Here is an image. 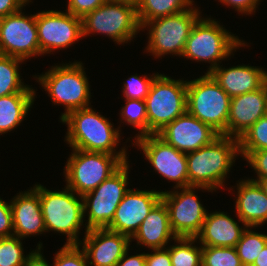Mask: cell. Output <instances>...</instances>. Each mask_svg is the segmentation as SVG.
Listing matches in <instances>:
<instances>
[{"instance_id": "obj_14", "label": "cell", "mask_w": 267, "mask_h": 266, "mask_svg": "<svg viewBox=\"0 0 267 266\" xmlns=\"http://www.w3.org/2000/svg\"><path fill=\"white\" fill-rule=\"evenodd\" d=\"M134 143L142 149L146 159L160 176L176 182L175 189L188 187L186 153L178 151L157 134L136 138Z\"/></svg>"}, {"instance_id": "obj_4", "label": "cell", "mask_w": 267, "mask_h": 266, "mask_svg": "<svg viewBox=\"0 0 267 266\" xmlns=\"http://www.w3.org/2000/svg\"><path fill=\"white\" fill-rule=\"evenodd\" d=\"M71 154L64 171L66 187L81 196L94 190L127 162V155L79 149H73Z\"/></svg>"}, {"instance_id": "obj_2", "label": "cell", "mask_w": 267, "mask_h": 266, "mask_svg": "<svg viewBox=\"0 0 267 266\" xmlns=\"http://www.w3.org/2000/svg\"><path fill=\"white\" fill-rule=\"evenodd\" d=\"M61 121L68 126L65 139L72 149L127 155L125 148L119 152L114 149L119 142V130L90 106L70 112Z\"/></svg>"}, {"instance_id": "obj_3", "label": "cell", "mask_w": 267, "mask_h": 266, "mask_svg": "<svg viewBox=\"0 0 267 266\" xmlns=\"http://www.w3.org/2000/svg\"><path fill=\"white\" fill-rule=\"evenodd\" d=\"M33 188L39 193L46 231L66 234L65 245H80L78 234L85 216L82 196H75L66 186L63 191H50L39 184Z\"/></svg>"}, {"instance_id": "obj_33", "label": "cell", "mask_w": 267, "mask_h": 266, "mask_svg": "<svg viewBox=\"0 0 267 266\" xmlns=\"http://www.w3.org/2000/svg\"><path fill=\"white\" fill-rule=\"evenodd\" d=\"M16 235L0 238V266H23L27 257Z\"/></svg>"}, {"instance_id": "obj_22", "label": "cell", "mask_w": 267, "mask_h": 266, "mask_svg": "<svg viewBox=\"0 0 267 266\" xmlns=\"http://www.w3.org/2000/svg\"><path fill=\"white\" fill-rule=\"evenodd\" d=\"M176 238L170 226L167 206L161 199L130 239H136L137 245L147 246L153 250L166 248L169 240Z\"/></svg>"}, {"instance_id": "obj_27", "label": "cell", "mask_w": 267, "mask_h": 266, "mask_svg": "<svg viewBox=\"0 0 267 266\" xmlns=\"http://www.w3.org/2000/svg\"><path fill=\"white\" fill-rule=\"evenodd\" d=\"M24 60L0 54V97L19 92H35L24 85L19 74V63Z\"/></svg>"}, {"instance_id": "obj_18", "label": "cell", "mask_w": 267, "mask_h": 266, "mask_svg": "<svg viewBox=\"0 0 267 266\" xmlns=\"http://www.w3.org/2000/svg\"><path fill=\"white\" fill-rule=\"evenodd\" d=\"M83 240L82 248L91 266H115L132 241L129 236L107 228L89 229Z\"/></svg>"}, {"instance_id": "obj_15", "label": "cell", "mask_w": 267, "mask_h": 266, "mask_svg": "<svg viewBox=\"0 0 267 266\" xmlns=\"http://www.w3.org/2000/svg\"><path fill=\"white\" fill-rule=\"evenodd\" d=\"M36 25L41 55L67 48L83 37L82 19L70 12L41 11L36 14Z\"/></svg>"}, {"instance_id": "obj_9", "label": "cell", "mask_w": 267, "mask_h": 266, "mask_svg": "<svg viewBox=\"0 0 267 266\" xmlns=\"http://www.w3.org/2000/svg\"><path fill=\"white\" fill-rule=\"evenodd\" d=\"M82 19V36L107 34L117 44L131 41L141 29L136 2H105Z\"/></svg>"}, {"instance_id": "obj_7", "label": "cell", "mask_w": 267, "mask_h": 266, "mask_svg": "<svg viewBox=\"0 0 267 266\" xmlns=\"http://www.w3.org/2000/svg\"><path fill=\"white\" fill-rule=\"evenodd\" d=\"M223 28L214 19L200 18L191 30L182 56L196 61L211 62L207 74L212 72L219 66V60L228 58L237 47L246 46L245 42Z\"/></svg>"}, {"instance_id": "obj_40", "label": "cell", "mask_w": 267, "mask_h": 266, "mask_svg": "<svg viewBox=\"0 0 267 266\" xmlns=\"http://www.w3.org/2000/svg\"><path fill=\"white\" fill-rule=\"evenodd\" d=\"M221 3L228 6H233L240 13L251 14L256 10V5L260 0H219Z\"/></svg>"}, {"instance_id": "obj_6", "label": "cell", "mask_w": 267, "mask_h": 266, "mask_svg": "<svg viewBox=\"0 0 267 266\" xmlns=\"http://www.w3.org/2000/svg\"><path fill=\"white\" fill-rule=\"evenodd\" d=\"M83 68L81 62L54 66L37 78L53 103L65 106L61 120L74 110L89 107L90 88Z\"/></svg>"}, {"instance_id": "obj_37", "label": "cell", "mask_w": 267, "mask_h": 266, "mask_svg": "<svg viewBox=\"0 0 267 266\" xmlns=\"http://www.w3.org/2000/svg\"><path fill=\"white\" fill-rule=\"evenodd\" d=\"M105 2L106 0H68L67 12L76 17L83 18Z\"/></svg>"}, {"instance_id": "obj_31", "label": "cell", "mask_w": 267, "mask_h": 266, "mask_svg": "<svg viewBox=\"0 0 267 266\" xmlns=\"http://www.w3.org/2000/svg\"><path fill=\"white\" fill-rule=\"evenodd\" d=\"M202 266H243L235 247L202 246Z\"/></svg>"}, {"instance_id": "obj_32", "label": "cell", "mask_w": 267, "mask_h": 266, "mask_svg": "<svg viewBox=\"0 0 267 266\" xmlns=\"http://www.w3.org/2000/svg\"><path fill=\"white\" fill-rule=\"evenodd\" d=\"M126 105L121 109L122 120L131 124L134 128L140 129L136 137L148 135V117L145 100L126 99Z\"/></svg>"}, {"instance_id": "obj_17", "label": "cell", "mask_w": 267, "mask_h": 266, "mask_svg": "<svg viewBox=\"0 0 267 266\" xmlns=\"http://www.w3.org/2000/svg\"><path fill=\"white\" fill-rule=\"evenodd\" d=\"M161 199L162 192L160 191L129 189L118 205L111 223L106 228L131 238Z\"/></svg>"}, {"instance_id": "obj_21", "label": "cell", "mask_w": 267, "mask_h": 266, "mask_svg": "<svg viewBox=\"0 0 267 266\" xmlns=\"http://www.w3.org/2000/svg\"><path fill=\"white\" fill-rule=\"evenodd\" d=\"M209 74L231 98L258 90L267 83L266 71L246 65L229 69L219 65Z\"/></svg>"}, {"instance_id": "obj_45", "label": "cell", "mask_w": 267, "mask_h": 266, "mask_svg": "<svg viewBox=\"0 0 267 266\" xmlns=\"http://www.w3.org/2000/svg\"><path fill=\"white\" fill-rule=\"evenodd\" d=\"M259 184L262 191L267 195V179L253 180Z\"/></svg>"}, {"instance_id": "obj_26", "label": "cell", "mask_w": 267, "mask_h": 266, "mask_svg": "<svg viewBox=\"0 0 267 266\" xmlns=\"http://www.w3.org/2000/svg\"><path fill=\"white\" fill-rule=\"evenodd\" d=\"M193 2V0H136L139 24L142 26L150 20L190 9Z\"/></svg>"}, {"instance_id": "obj_38", "label": "cell", "mask_w": 267, "mask_h": 266, "mask_svg": "<svg viewBox=\"0 0 267 266\" xmlns=\"http://www.w3.org/2000/svg\"><path fill=\"white\" fill-rule=\"evenodd\" d=\"M11 204L0 198V238L14 235Z\"/></svg>"}, {"instance_id": "obj_35", "label": "cell", "mask_w": 267, "mask_h": 266, "mask_svg": "<svg viewBox=\"0 0 267 266\" xmlns=\"http://www.w3.org/2000/svg\"><path fill=\"white\" fill-rule=\"evenodd\" d=\"M80 245H64L55 255L53 266H88V259Z\"/></svg>"}, {"instance_id": "obj_13", "label": "cell", "mask_w": 267, "mask_h": 266, "mask_svg": "<svg viewBox=\"0 0 267 266\" xmlns=\"http://www.w3.org/2000/svg\"><path fill=\"white\" fill-rule=\"evenodd\" d=\"M0 54L22 60L40 55L36 14L26 16L20 9L0 18Z\"/></svg>"}, {"instance_id": "obj_28", "label": "cell", "mask_w": 267, "mask_h": 266, "mask_svg": "<svg viewBox=\"0 0 267 266\" xmlns=\"http://www.w3.org/2000/svg\"><path fill=\"white\" fill-rule=\"evenodd\" d=\"M196 240V237H177L174 240L179 244L167 248L172 266H202V246L192 245Z\"/></svg>"}, {"instance_id": "obj_23", "label": "cell", "mask_w": 267, "mask_h": 266, "mask_svg": "<svg viewBox=\"0 0 267 266\" xmlns=\"http://www.w3.org/2000/svg\"><path fill=\"white\" fill-rule=\"evenodd\" d=\"M239 184V185H238ZM237 184L236 212L245 227H257L267 221V195L253 180Z\"/></svg>"}, {"instance_id": "obj_36", "label": "cell", "mask_w": 267, "mask_h": 266, "mask_svg": "<svg viewBox=\"0 0 267 266\" xmlns=\"http://www.w3.org/2000/svg\"><path fill=\"white\" fill-rule=\"evenodd\" d=\"M244 159L256 171L258 179H267V149L250 152Z\"/></svg>"}, {"instance_id": "obj_8", "label": "cell", "mask_w": 267, "mask_h": 266, "mask_svg": "<svg viewBox=\"0 0 267 266\" xmlns=\"http://www.w3.org/2000/svg\"><path fill=\"white\" fill-rule=\"evenodd\" d=\"M148 135L157 134L187 111V81L158 74L145 98Z\"/></svg>"}, {"instance_id": "obj_25", "label": "cell", "mask_w": 267, "mask_h": 266, "mask_svg": "<svg viewBox=\"0 0 267 266\" xmlns=\"http://www.w3.org/2000/svg\"><path fill=\"white\" fill-rule=\"evenodd\" d=\"M35 92H19L0 97V134L19 126L35 99Z\"/></svg>"}, {"instance_id": "obj_34", "label": "cell", "mask_w": 267, "mask_h": 266, "mask_svg": "<svg viewBox=\"0 0 267 266\" xmlns=\"http://www.w3.org/2000/svg\"><path fill=\"white\" fill-rule=\"evenodd\" d=\"M157 75L158 74H155L150 78H147L146 76L140 78L138 75H132L126 82H124L123 94L125 99L145 100L151 84Z\"/></svg>"}, {"instance_id": "obj_29", "label": "cell", "mask_w": 267, "mask_h": 266, "mask_svg": "<svg viewBox=\"0 0 267 266\" xmlns=\"http://www.w3.org/2000/svg\"><path fill=\"white\" fill-rule=\"evenodd\" d=\"M266 244L267 235L248 230L247 227L235 246L243 266H252Z\"/></svg>"}, {"instance_id": "obj_10", "label": "cell", "mask_w": 267, "mask_h": 266, "mask_svg": "<svg viewBox=\"0 0 267 266\" xmlns=\"http://www.w3.org/2000/svg\"><path fill=\"white\" fill-rule=\"evenodd\" d=\"M199 16L198 9L190 8L174 15L145 22L141 29L150 27L146 50L155 57L169 53L182 56L186 41L195 23L200 19Z\"/></svg>"}, {"instance_id": "obj_5", "label": "cell", "mask_w": 267, "mask_h": 266, "mask_svg": "<svg viewBox=\"0 0 267 266\" xmlns=\"http://www.w3.org/2000/svg\"><path fill=\"white\" fill-rule=\"evenodd\" d=\"M230 102L231 97L210 74L187 81V111L224 136H227Z\"/></svg>"}, {"instance_id": "obj_20", "label": "cell", "mask_w": 267, "mask_h": 266, "mask_svg": "<svg viewBox=\"0 0 267 266\" xmlns=\"http://www.w3.org/2000/svg\"><path fill=\"white\" fill-rule=\"evenodd\" d=\"M12 200L14 235L24 238L46 232L39 193L34 188L20 193Z\"/></svg>"}, {"instance_id": "obj_16", "label": "cell", "mask_w": 267, "mask_h": 266, "mask_svg": "<svg viewBox=\"0 0 267 266\" xmlns=\"http://www.w3.org/2000/svg\"><path fill=\"white\" fill-rule=\"evenodd\" d=\"M157 135L178 151L188 153L211 144L220 134L188 111L167 124Z\"/></svg>"}, {"instance_id": "obj_43", "label": "cell", "mask_w": 267, "mask_h": 266, "mask_svg": "<svg viewBox=\"0 0 267 266\" xmlns=\"http://www.w3.org/2000/svg\"><path fill=\"white\" fill-rule=\"evenodd\" d=\"M40 248H42V245L38 244L37 251L35 250L26 255L27 259L23 266H50L41 254Z\"/></svg>"}, {"instance_id": "obj_24", "label": "cell", "mask_w": 267, "mask_h": 266, "mask_svg": "<svg viewBox=\"0 0 267 266\" xmlns=\"http://www.w3.org/2000/svg\"><path fill=\"white\" fill-rule=\"evenodd\" d=\"M246 227L240 228L238 222L224 212L207 213L202 229L196 238L202 246L235 247Z\"/></svg>"}, {"instance_id": "obj_44", "label": "cell", "mask_w": 267, "mask_h": 266, "mask_svg": "<svg viewBox=\"0 0 267 266\" xmlns=\"http://www.w3.org/2000/svg\"><path fill=\"white\" fill-rule=\"evenodd\" d=\"M252 266H267V244L260 252L259 256H257Z\"/></svg>"}, {"instance_id": "obj_41", "label": "cell", "mask_w": 267, "mask_h": 266, "mask_svg": "<svg viewBox=\"0 0 267 266\" xmlns=\"http://www.w3.org/2000/svg\"><path fill=\"white\" fill-rule=\"evenodd\" d=\"M31 0H0V18L16 13Z\"/></svg>"}, {"instance_id": "obj_11", "label": "cell", "mask_w": 267, "mask_h": 266, "mask_svg": "<svg viewBox=\"0 0 267 266\" xmlns=\"http://www.w3.org/2000/svg\"><path fill=\"white\" fill-rule=\"evenodd\" d=\"M129 161L125 162L116 172L105 179L94 190L84 194V214L88 211L86 232L94 228H106L112 221L115 211L127 189Z\"/></svg>"}, {"instance_id": "obj_42", "label": "cell", "mask_w": 267, "mask_h": 266, "mask_svg": "<svg viewBox=\"0 0 267 266\" xmlns=\"http://www.w3.org/2000/svg\"><path fill=\"white\" fill-rule=\"evenodd\" d=\"M127 256L128 250L115 266H145L146 264V253L137 254L134 256L131 255L130 257Z\"/></svg>"}, {"instance_id": "obj_46", "label": "cell", "mask_w": 267, "mask_h": 266, "mask_svg": "<svg viewBox=\"0 0 267 266\" xmlns=\"http://www.w3.org/2000/svg\"><path fill=\"white\" fill-rule=\"evenodd\" d=\"M106 2H136V0H106Z\"/></svg>"}, {"instance_id": "obj_12", "label": "cell", "mask_w": 267, "mask_h": 266, "mask_svg": "<svg viewBox=\"0 0 267 266\" xmlns=\"http://www.w3.org/2000/svg\"><path fill=\"white\" fill-rule=\"evenodd\" d=\"M199 188L213 191L193 186L181 188V192L162 191V200L167 206L170 226L176 237H196L202 229L207 211L193 191Z\"/></svg>"}, {"instance_id": "obj_30", "label": "cell", "mask_w": 267, "mask_h": 266, "mask_svg": "<svg viewBox=\"0 0 267 266\" xmlns=\"http://www.w3.org/2000/svg\"><path fill=\"white\" fill-rule=\"evenodd\" d=\"M263 149H267V113L239 138V152L244 158Z\"/></svg>"}, {"instance_id": "obj_19", "label": "cell", "mask_w": 267, "mask_h": 266, "mask_svg": "<svg viewBox=\"0 0 267 266\" xmlns=\"http://www.w3.org/2000/svg\"><path fill=\"white\" fill-rule=\"evenodd\" d=\"M267 113V83L260 89L231 98L227 136L240 138Z\"/></svg>"}, {"instance_id": "obj_1", "label": "cell", "mask_w": 267, "mask_h": 266, "mask_svg": "<svg viewBox=\"0 0 267 266\" xmlns=\"http://www.w3.org/2000/svg\"><path fill=\"white\" fill-rule=\"evenodd\" d=\"M239 152V139L220 135L211 144L186 153L188 187H206L216 190L223 187Z\"/></svg>"}, {"instance_id": "obj_39", "label": "cell", "mask_w": 267, "mask_h": 266, "mask_svg": "<svg viewBox=\"0 0 267 266\" xmlns=\"http://www.w3.org/2000/svg\"><path fill=\"white\" fill-rule=\"evenodd\" d=\"M153 251L152 254L146 253L145 266H172L168 249H153Z\"/></svg>"}]
</instances>
